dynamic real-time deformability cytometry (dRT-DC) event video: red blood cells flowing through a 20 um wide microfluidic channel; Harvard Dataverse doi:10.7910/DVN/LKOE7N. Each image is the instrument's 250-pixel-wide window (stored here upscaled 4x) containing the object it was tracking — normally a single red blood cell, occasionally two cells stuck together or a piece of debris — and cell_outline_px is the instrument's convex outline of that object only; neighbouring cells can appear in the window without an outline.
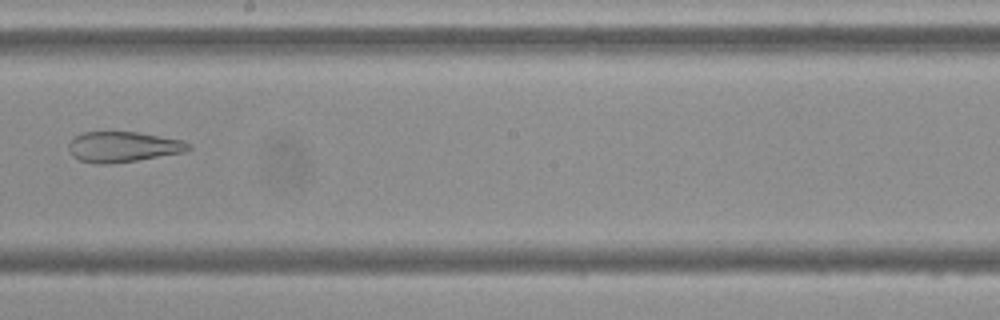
{"species": "Egyptian fruit bat (a non-hibernating species)", "species_latin": "Rousettus aegyptiacus", "temperature_condition": "cold", "stored_images_in_passage": 9, "camera_frame_rate_fps": 3000, "um_per_image_px": 0.085, "frame": {"image": 1, "passage_image": 9, "time_ms": 10.0, "image_size_px": [1000, 320], "cell_outline_px": [[192, 148], [184, 152], [136, 160], [108, 164], [96, 164], [80, 160], [72, 156], [68, 148], [68, 144], [76, 136], [84, 132], [136, 132], [184, 140], [192, 144]], "centroid_in_image_um": [10.48, 12.48], "position_along_channel_um": 237.7, "area_um2": 21.21}}